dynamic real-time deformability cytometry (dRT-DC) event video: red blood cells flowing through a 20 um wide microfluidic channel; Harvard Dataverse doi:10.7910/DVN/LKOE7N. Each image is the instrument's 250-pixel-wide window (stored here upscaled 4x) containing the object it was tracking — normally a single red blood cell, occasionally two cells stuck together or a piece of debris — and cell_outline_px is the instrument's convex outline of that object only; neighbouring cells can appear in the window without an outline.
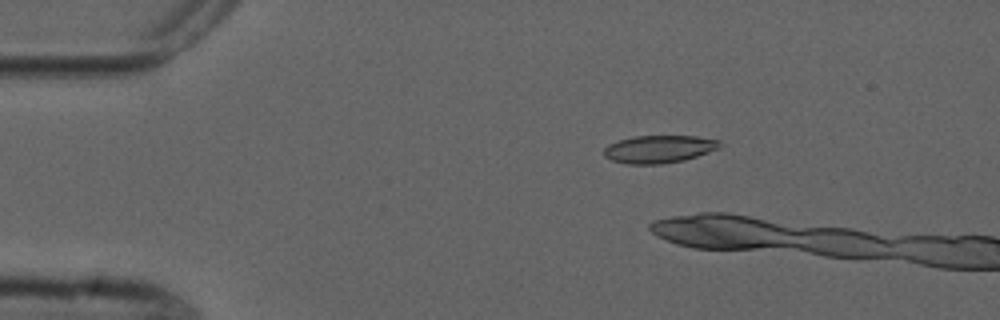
{"species": "common noctule bat (a hibernating species)", "species_latin": "Nyctalus noctula", "temperature_condition": "cold", "stored_images_in_passage": 2, "camera_frame_rate_fps": 3000, "um_per_image_px": 0.085, "animal": {"sex": "male", "forearm_length_mm": 52.5}, "frame": {"image": 1, "passage_image": 1, "time_ms": 0.0, "image_size_px": [1000, 320], "cell_outline_px": [[720, 148], [684, 160], [660, 164], [628, 164], [612, 160], [604, 156], [604, 148], [608, 144], [616, 140], [632, 136], [696, 136], [720, 140]], "centroid_in_image_um": [55.98, 12.66], "position_along_channel_um": 29.0, "area_um2": 18.73}}